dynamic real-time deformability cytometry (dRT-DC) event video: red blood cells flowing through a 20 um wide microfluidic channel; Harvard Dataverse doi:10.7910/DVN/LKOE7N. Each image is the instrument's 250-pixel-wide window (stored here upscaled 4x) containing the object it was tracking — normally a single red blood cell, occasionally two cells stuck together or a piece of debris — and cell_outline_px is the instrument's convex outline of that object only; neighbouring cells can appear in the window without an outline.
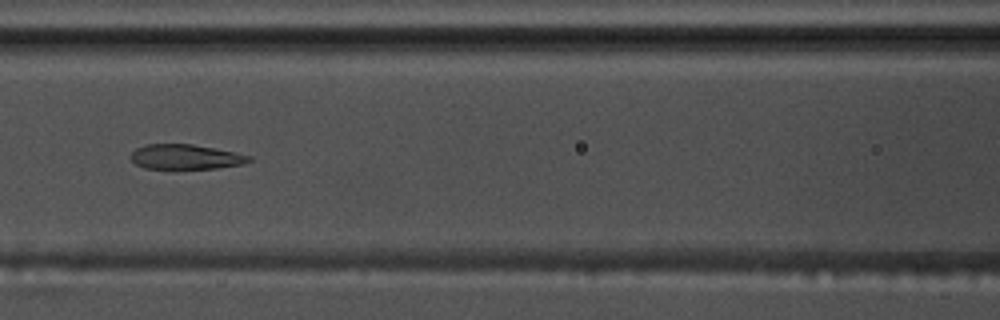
{"species": "common noctule bat (a hibernating species)", "species_latin": "Nyctalus noctula", "temperature_condition": "warm", "stored_images_in_passage": 57, "camera_frame_rate_fps": 3000, "um_per_image_px": 0.085, "animal": {"sex": "male", "body_mass_g": 17.5, "forearm_length_mm": 52.3}, "frame": {"image": 1, "passage_image": 25, "time_ms": 8.0, "image_size_px": [1000, 320], "cell_outline_px": [[252, 160], [244, 164], [216, 168], [144, 168], [136, 164], [128, 156], [136, 148], [148, 144], [192, 144], [252, 156]], "centroid_in_image_um": [15.75, 13.33], "position_along_channel_um": 150.8, "area_um2": 16.94}}
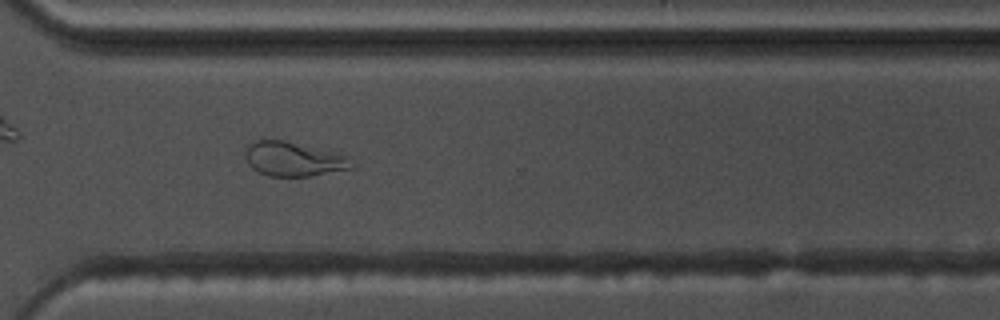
{"frame": {"image": 2, "passage_image": 41, "time_ms": 13.333, "image_size_px": [1000, 320], "cell_outline_px": [[356, 168], [312, 176], [268, 176], [252, 168], [248, 164], [244, 156], [244, 148], [248, 144], [256, 140], [284, 140], [348, 156], [356, 164]], "centroid_in_image_um": [24.96, 13.53], "position_along_channel_um": 345.6, "area_um2": 21.5}, "authors_computed_cell_mechanics": {"area_um2": 21.5016, "velocity_mm_per_s": 3.658, "shape_relaxation_time_tau1_ms": 10.7115, "shape_relaxation_time_tau2_ms": 1.4101, "deformation_change_tau1": 0.3013, "deformation_change_tau2": 0.0927}}